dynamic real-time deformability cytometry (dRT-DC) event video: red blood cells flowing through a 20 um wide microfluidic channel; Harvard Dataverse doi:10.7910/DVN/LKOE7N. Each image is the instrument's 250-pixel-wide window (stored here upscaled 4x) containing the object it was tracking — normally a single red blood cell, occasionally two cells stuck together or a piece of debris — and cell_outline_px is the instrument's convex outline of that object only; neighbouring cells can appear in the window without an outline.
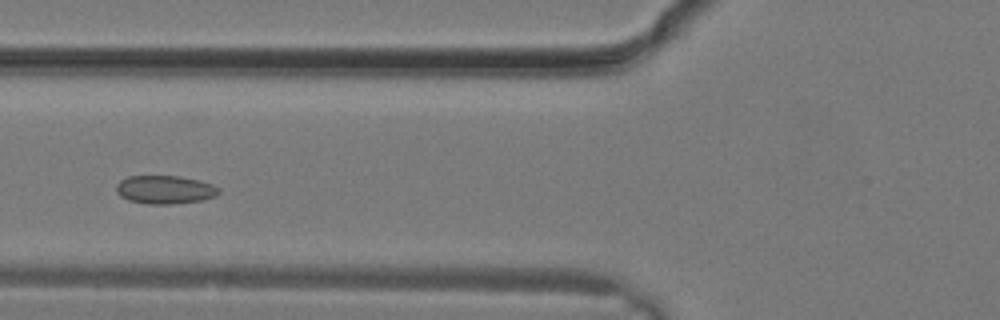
{"species": "common noctule bat (a hibernating species)", "species_latin": "Nyctalus noctula", "temperature_condition": "warm", "stored_images_in_passage": 12, "camera_frame_rate_fps": 3000, "um_per_image_px": 0.085, "animal": {"sex": "male", "body_mass_g": 19.2, "forearm_length_mm": 51.8}, "frame": {"image": 1, "passage_image": 9, "time_ms": 2.667, "image_size_px": [1000, 320], "cell_outline_px": [[220, 192], [216, 196], [204, 200], [172, 204], [148, 204], [128, 200], [120, 196], [116, 192], [116, 184], [120, 180], [128, 176], [180, 176], [200, 180], [212, 184], [220, 188]], "centroid_in_image_um": [14.03, 16.12], "position_along_channel_um": 111.8, "area_um2": 17.17}}
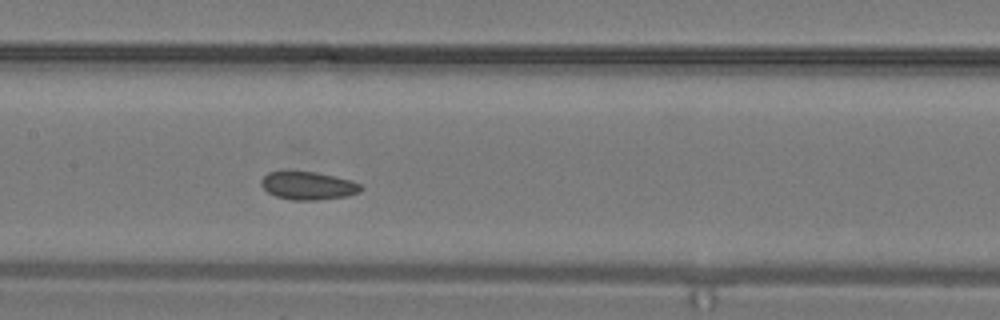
{"frame": {"image": 2, "passage_image": 12, "time_ms": 3.667, "image_size_px": [1000, 320], "cell_outline_px": [[364, 188], [360, 192], [348, 196], [316, 200], [292, 200], [276, 196], [268, 192], [260, 184], [260, 180], [268, 172], [316, 172], [336, 176], [352, 180], [360, 184]], "centroid_in_image_um": [26.23, 15.79], "position_along_channel_um": 181.2, "area_um2": 16.3}}